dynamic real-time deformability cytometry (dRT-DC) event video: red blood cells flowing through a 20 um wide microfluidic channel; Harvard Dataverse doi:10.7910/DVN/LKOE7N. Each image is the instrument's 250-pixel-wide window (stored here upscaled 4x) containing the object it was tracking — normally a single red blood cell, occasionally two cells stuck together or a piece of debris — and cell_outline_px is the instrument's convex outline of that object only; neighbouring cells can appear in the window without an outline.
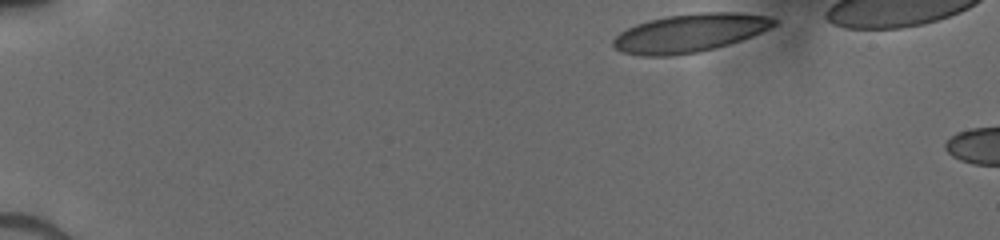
{"species": "human", "species_latin": "Homo sapiens", "temperature_condition": "cold", "stored_images_in_passage": 6, "camera_frame_rate_fps": 3000, "um_per_image_px": 0.085, "donor": {"sex": "male"}, "frame": {"image": 1, "passage_image": 1, "time_ms": 0.0, "image_size_px": [1000, 240], "cell_outline_px": [[776, 24], [752, 36], [716, 48], [696, 52], [672, 56], [640, 56], [620, 52], [612, 44], [612, 40], [620, 32], [636, 24], [648, 20], [668, 16], [700, 12], [744, 12], [768, 16], [776, 20]], "centroid_in_image_um": [58.61, 2.8], "position_along_channel_um": 26.4, "area_um2": 35.89}}